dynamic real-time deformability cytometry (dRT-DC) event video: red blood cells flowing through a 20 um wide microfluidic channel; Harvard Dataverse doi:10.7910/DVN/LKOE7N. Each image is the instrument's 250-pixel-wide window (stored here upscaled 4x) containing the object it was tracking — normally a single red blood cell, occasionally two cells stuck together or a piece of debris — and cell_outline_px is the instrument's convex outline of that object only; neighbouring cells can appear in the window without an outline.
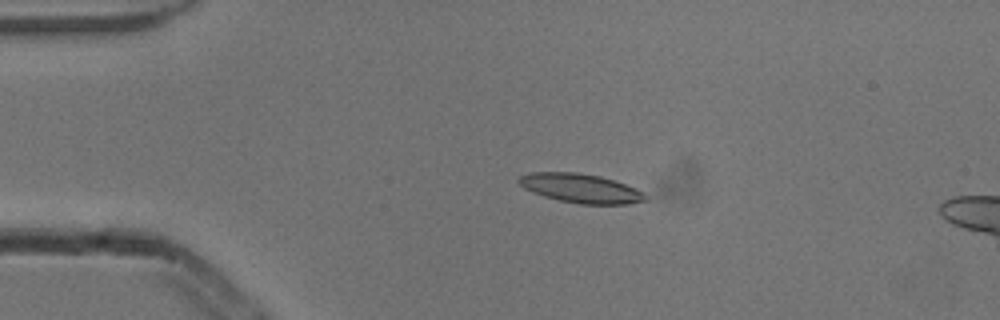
{"species": "common noctule bat (a hibernating species)", "species_latin": "Nyctalus noctula", "temperature_condition": "cold", "stored_images_in_passage": 3, "camera_frame_rate_fps": 3000, "um_per_image_px": 0.085, "animal": {"sex": "male", "body_mass_g": 13.3}, "frame": {"image": 1, "passage_image": 2, "time_ms": 0.333, "image_size_px": [1000, 320], "cell_outline_px": [[648, 200], [628, 204], [580, 204], [560, 200], [544, 196], [532, 192], [524, 188], [516, 180], [520, 176], [528, 172], [576, 172], [600, 176], [636, 188], [644, 192], [648, 196]], "centroid_in_image_um": [49.36, 16.0], "position_along_channel_um": 35.6, "area_um2": 21.5}}